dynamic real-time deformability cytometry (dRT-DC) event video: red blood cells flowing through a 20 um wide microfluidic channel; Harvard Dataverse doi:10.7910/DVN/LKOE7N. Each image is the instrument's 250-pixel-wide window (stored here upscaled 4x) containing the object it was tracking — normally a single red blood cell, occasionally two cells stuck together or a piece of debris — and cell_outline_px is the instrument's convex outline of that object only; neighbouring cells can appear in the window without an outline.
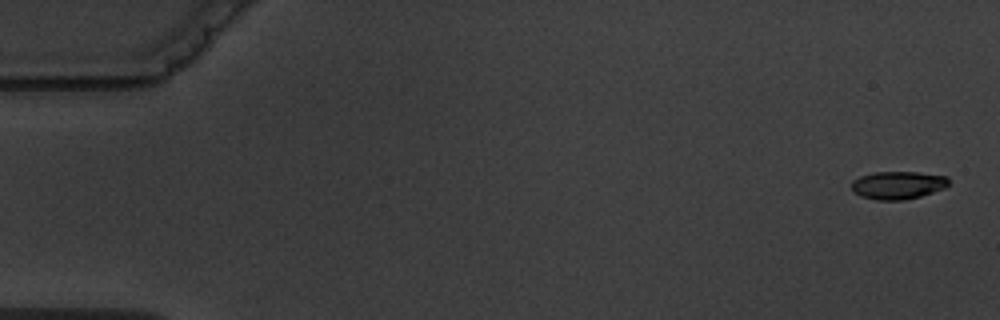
{"species": "common noctule bat (a hibernating species)", "species_latin": "Nyctalus noctula", "temperature_condition": "warm", "stored_images_in_passage": 9, "camera_frame_rate_fps": 3000, "um_per_image_px": 0.085, "animal": {"sex": "male", "body_mass_g": 19.5, "forearm_length_mm": 54.6}, "frame": {"image": 1, "passage_image": 1, "time_ms": 0.0, "image_size_px": [1000, 320], "cell_outline_px": [[948, 184], [944, 188], [920, 196], [904, 200], [876, 200], [860, 196], [852, 188], [852, 180], [860, 176], [876, 172], [916, 172], [948, 176]], "centroid_in_image_um": [76.31, 15.73], "position_along_channel_um": 8.7, "area_um2": 15.66}}
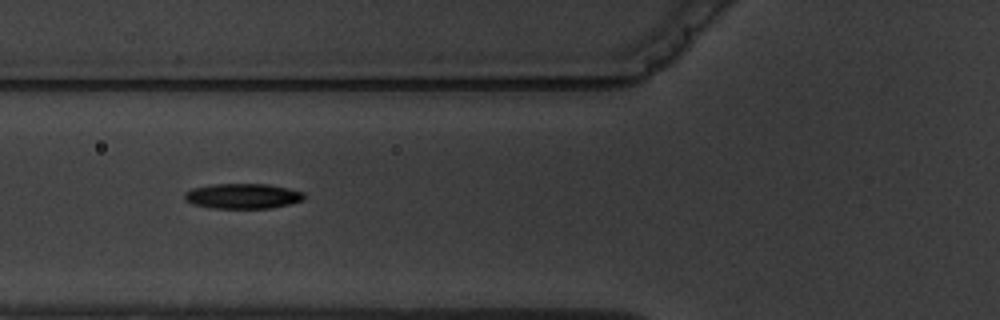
{"frame": {"image": 2, "passage_image": 7, "time_ms": 6.667, "image_size_px": [1000, 320], "cell_outline_px": [[304, 200], [272, 208], [212, 208], [192, 204], [184, 200], [184, 192], [192, 188], [212, 184], [268, 184], [288, 188], [304, 192]], "centroid_in_image_um": [20.61, 16.66], "position_along_channel_um": 105.2, "area_um2": 17.63}}
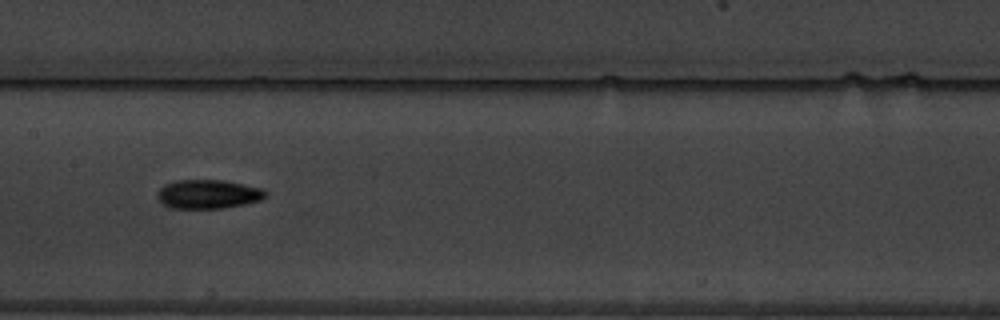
{"frame": {"image": 3, "passage_image": 9, "time_ms": 9.0, "image_size_px": [1000, 320], "cell_outline_px": [[268, 192], [260, 200], [244, 204], [224, 208], [172, 208], [164, 204], [156, 196], [156, 192], [164, 184], [176, 180], [224, 180], [264, 188]], "centroid_in_image_um": [17.69, 16.49], "position_along_channel_um": 189.7, "area_um2": 18.32}}